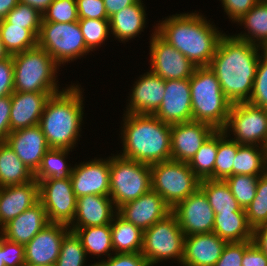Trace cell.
Here are the masks:
<instances>
[{"label":"cell","mask_w":267,"mask_h":266,"mask_svg":"<svg viewBox=\"0 0 267 266\" xmlns=\"http://www.w3.org/2000/svg\"><path fill=\"white\" fill-rule=\"evenodd\" d=\"M118 209L110 196L83 195L77 198L76 211L70 229L111 224Z\"/></svg>","instance_id":"cell-22"},{"label":"cell","mask_w":267,"mask_h":266,"mask_svg":"<svg viewBox=\"0 0 267 266\" xmlns=\"http://www.w3.org/2000/svg\"><path fill=\"white\" fill-rule=\"evenodd\" d=\"M153 115L169 125L192 121L189 79L165 80L163 101Z\"/></svg>","instance_id":"cell-16"},{"label":"cell","mask_w":267,"mask_h":266,"mask_svg":"<svg viewBox=\"0 0 267 266\" xmlns=\"http://www.w3.org/2000/svg\"><path fill=\"white\" fill-rule=\"evenodd\" d=\"M11 55L9 52L5 49V46L2 43L1 36H0V61L5 60L6 58H9Z\"/></svg>","instance_id":"cell-58"},{"label":"cell","mask_w":267,"mask_h":266,"mask_svg":"<svg viewBox=\"0 0 267 266\" xmlns=\"http://www.w3.org/2000/svg\"><path fill=\"white\" fill-rule=\"evenodd\" d=\"M11 95L0 97V141H5L10 129Z\"/></svg>","instance_id":"cell-52"},{"label":"cell","mask_w":267,"mask_h":266,"mask_svg":"<svg viewBox=\"0 0 267 266\" xmlns=\"http://www.w3.org/2000/svg\"><path fill=\"white\" fill-rule=\"evenodd\" d=\"M5 142L33 174L50 148L39 124L12 131Z\"/></svg>","instance_id":"cell-21"},{"label":"cell","mask_w":267,"mask_h":266,"mask_svg":"<svg viewBox=\"0 0 267 266\" xmlns=\"http://www.w3.org/2000/svg\"><path fill=\"white\" fill-rule=\"evenodd\" d=\"M0 36L5 49L10 55L37 46V37L29 29L10 24L5 19L0 21Z\"/></svg>","instance_id":"cell-37"},{"label":"cell","mask_w":267,"mask_h":266,"mask_svg":"<svg viewBox=\"0 0 267 266\" xmlns=\"http://www.w3.org/2000/svg\"><path fill=\"white\" fill-rule=\"evenodd\" d=\"M185 237L176 216L171 212L143 231L141 254L149 266H156L163 260L169 261V259L176 260L181 265Z\"/></svg>","instance_id":"cell-9"},{"label":"cell","mask_w":267,"mask_h":266,"mask_svg":"<svg viewBox=\"0 0 267 266\" xmlns=\"http://www.w3.org/2000/svg\"><path fill=\"white\" fill-rule=\"evenodd\" d=\"M70 149L49 148L42 158L38 170L34 173L35 180L48 178H70L73 167L66 162Z\"/></svg>","instance_id":"cell-35"},{"label":"cell","mask_w":267,"mask_h":266,"mask_svg":"<svg viewBox=\"0 0 267 266\" xmlns=\"http://www.w3.org/2000/svg\"><path fill=\"white\" fill-rule=\"evenodd\" d=\"M48 224L46 210L38 202L4 225L1 235L10 241L26 245Z\"/></svg>","instance_id":"cell-26"},{"label":"cell","mask_w":267,"mask_h":266,"mask_svg":"<svg viewBox=\"0 0 267 266\" xmlns=\"http://www.w3.org/2000/svg\"><path fill=\"white\" fill-rule=\"evenodd\" d=\"M14 92V64L12 55L0 61V97Z\"/></svg>","instance_id":"cell-50"},{"label":"cell","mask_w":267,"mask_h":266,"mask_svg":"<svg viewBox=\"0 0 267 266\" xmlns=\"http://www.w3.org/2000/svg\"><path fill=\"white\" fill-rule=\"evenodd\" d=\"M37 45L61 66L81 59L90 52L78 21L69 23L41 22Z\"/></svg>","instance_id":"cell-10"},{"label":"cell","mask_w":267,"mask_h":266,"mask_svg":"<svg viewBox=\"0 0 267 266\" xmlns=\"http://www.w3.org/2000/svg\"><path fill=\"white\" fill-rule=\"evenodd\" d=\"M248 103L267 110V50L261 51Z\"/></svg>","instance_id":"cell-44"},{"label":"cell","mask_w":267,"mask_h":266,"mask_svg":"<svg viewBox=\"0 0 267 266\" xmlns=\"http://www.w3.org/2000/svg\"><path fill=\"white\" fill-rule=\"evenodd\" d=\"M171 211V207L152 189L136 200L129 201L118 208V214L122 218L142 231L165 218Z\"/></svg>","instance_id":"cell-19"},{"label":"cell","mask_w":267,"mask_h":266,"mask_svg":"<svg viewBox=\"0 0 267 266\" xmlns=\"http://www.w3.org/2000/svg\"><path fill=\"white\" fill-rule=\"evenodd\" d=\"M99 266H149L141 253H114L108 259L96 262Z\"/></svg>","instance_id":"cell-48"},{"label":"cell","mask_w":267,"mask_h":266,"mask_svg":"<svg viewBox=\"0 0 267 266\" xmlns=\"http://www.w3.org/2000/svg\"><path fill=\"white\" fill-rule=\"evenodd\" d=\"M217 149L218 130H215L188 162L191 170L200 180H214V164Z\"/></svg>","instance_id":"cell-36"},{"label":"cell","mask_w":267,"mask_h":266,"mask_svg":"<svg viewBox=\"0 0 267 266\" xmlns=\"http://www.w3.org/2000/svg\"><path fill=\"white\" fill-rule=\"evenodd\" d=\"M111 155L109 196L118 209L151 190V171L150 165Z\"/></svg>","instance_id":"cell-7"},{"label":"cell","mask_w":267,"mask_h":266,"mask_svg":"<svg viewBox=\"0 0 267 266\" xmlns=\"http://www.w3.org/2000/svg\"><path fill=\"white\" fill-rule=\"evenodd\" d=\"M222 130L240 145H257L267 148V110L248 102L233 103L227 123Z\"/></svg>","instance_id":"cell-11"},{"label":"cell","mask_w":267,"mask_h":266,"mask_svg":"<svg viewBox=\"0 0 267 266\" xmlns=\"http://www.w3.org/2000/svg\"><path fill=\"white\" fill-rule=\"evenodd\" d=\"M239 143L230 139L223 130H218V149L214 164V180H224L233 175V164Z\"/></svg>","instance_id":"cell-38"},{"label":"cell","mask_w":267,"mask_h":266,"mask_svg":"<svg viewBox=\"0 0 267 266\" xmlns=\"http://www.w3.org/2000/svg\"><path fill=\"white\" fill-rule=\"evenodd\" d=\"M24 266H55V265H32V264L25 263Z\"/></svg>","instance_id":"cell-60"},{"label":"cell","mask_w":267,"mask_h":266,"mask_svg":"<svg viewBox=\"0 0 267 266\" xmlns=\"http://www.w3.org/2000/svg\"><path fill=\"white\" fill-rule=\"evenodd\" d=\"M74 83L52 95L40 118V127L50 148L75 149L81 137L83 89Z\"/></svg>","instance_id":"cell-4"},{"label":"cell","mask_w":267,"mask_h":266,"mask_svg":"<svg viewBox=\"0 0 267 266\" xmlns=\"http://www.w3.org/2000/svg\"><path fill=\"white\" fill-rule=\"evenodd\" d=\"M267 172L266 147L240 145L233 164V175L262 176Z\"/></svg>","instance_id":"cell-33"},{"label":"cell","mask_w":267,"mask_h":266,"mask_svg":"<svg viewBox=\"0 0 267 266\" xmlns=\"http://www.w3.org/2000/svg\"><path fill=\"white\" fill-rule=\"evenodd\" d=\"M114 253H141L143 231L118 213L110 224Z\"/></svg>","instance_id":"cell-31"},{"label":"cell","mask_w":267,"mask_h":266,"mask_svg":"<svg viewBox=\"0 0 267 266\" xmlns=\"http://www.w3.org/2000/svg\"><path fill=\"white\" fill-rule=\"evenodd\" d=\"M156 25V32L196 67L209 66L225 34L197 11L176 13Z\"/></svg>","instance_id":"cell-2"},{"label":"cell","mask_w":267,"mask_h":266,"mask_svg":"<svg viewBox=\"0 0 267 266\" xmlns=\"http://www.w3.org/2000/svg\"><path fill=\"white\" fill-rule=\"evenodd\" d=\"M213 232L227 243L253 241L245 212L215 213Z\"/></svg>","instance_id":"cell-29"},{"label":"cell","mask_w":267,"mask_h":266,"mask_svg":"<svg viewBox=\"0 0 267 266\" xmlns=\"http://www.w3.org/2000/svg\"><path fill=\"white\" fill-rule=\"evenodd\" d=\"M33 179L34 174L14 150L5 141H0V187L21 185Z\"/></svg>","instance_id":"cell-30"},{"label":"cell","mask_w":267,"mask_h":266,"mask_svg":"<svg viewBox=\"0 0 267 266\" xmlns=\"http://www.w3.org/2000/svg\"><path fill=\"white\" fill-rule=\"evenodd\" d=\"M79 19L109 20L103 0H76Z\"/></svg>","instance_id":"cell-47"},{"label":"cell","mask_w":267,"mask_h":266,"mask_svg":"<svg viewBox=\"0 0 267 266\" xmlns=\"http://www.w3.org/2000/svg\"><path fill=\"white\" fill-rule=\"evenodd\" d=\"M200 189L207 196L214 213L245 212L224 180H201Z\"/></svg>","instance_id":"cell-34"},{"label":"cell","mask_w":267,"mask_h":266,"mask_svg":"<svg viewBox=\"0 0 267 266\" xmlns=\"http://www.w3.org/2000/svg\"><path fill=\"white\" fill-rule=\"evenodd\" d=\"M151 189L157 192L171 209L200 188V179L186 162L167 160L150 165Z\"/></svg>","instance_id":"cell-8"},{"label":"cell","mask_w":267,"mask_h":266,"mask_svg":"<svg viewBox=\"0 0 267 266\" xmlns=\"http://www.w3.org/2000/svg\"><path fill=\"white\" fill-rule=\"evenodd\" d=\"M69 231L68 225L49 223L25 245V263L55 265L60 254L62 240Z\"/></svg>","instance_id":"cell-17"},{"label":"cell","mask_w":267,"mask_h":266,"mask_svg":"<svg viewBox=\"0 0 267 266\" xmlns=\"http://www.w3.org/2000/svg\"><path fill=\"white\" fill-rule=\"evenodd\" d=\"M3 260H4V237L0 234V266H5Z\"/></svg>","instance_id":"cell-59"},{"label":"cell","mask_w":267,"mask_h":266,"mask_svg":"<svg viewBox=\"0 0 267 266\" xmlns=\"http://www.w3.org/2000/svg\"><path fill=\"white\" fill-rule=\"evenodd\" d=\"M78 23L86 47L91 52L101 47L111 34L109 20L79 19Z\"/></svg>","instance_id":"cell-42"},{"label":"cell","mask_w":267,"mask_h":266,"mask_svg":"<svg viewBox=\"0 0 267 266\" xmlns=\"http://www.w3.org/2000/svg\"><path fill=\"white\" fill-rule=\"evenodd\" d=\"M38 202L39 184L35 179L21 185L0 187L1 228Z\"/></svg>","instance_id":"cell-25"},{"label":"cell","mask_w":267,"mask_h":266,"mask_svg":"<svg viewBox=\"0 0 267 266\" xmlns=\"http://www.w3.org/2000/svg\"><path fill=\"white\" fill-rule=\"evenodd\" d=\"M171 212L185 236L213 232L215 213L200 188L178 202Z\"/></svg>","instance_id":"cell-14"},{"label":"cell","mask_w":267,"mask_h":266,"mask_svg":"<svg viewBox=\"0 0 267 266\" xmlns=\"http://www.w3.org/2000/svg\"><path fill=\"white\" fill-rule=\"evenodd\" d=\"M108 18L139 0H103Z\"/></svg>","instance_id":"cell-55"},{"label":"cell","mask_w":267,"mask_h":266,"mask_svg":"<svg viewBox=\"0 0 267 266\" xmlns=\"http://www.w3.org/2000/svg\"><path fill=\"white\" fill-rule=\"evenodd\" d=\"M259 177L236 174L224 179L242 209H246L255 198Z\"/></svg>","instance_id":"cell-39"},{"label":"cell","mask_w":267,"mask_h":266,"mask_svg":"<svg viewBox=\"0 0 267 266\" xmlns=\"http://www.w3.org/2000/svg\"><path fill=\"white\" fill-rule=\"evenodd\" d=\"M215 130L198 121L171 125V159L188 163Z\"/></svg>","instance_id":"cell-18"},{"label":"cell","mask_w":267,"mask_h":266,"mask_svg":"<svg viewBox=\"0 0 267 266\" xmlns=\"http://www.w3.org/2000/svg\"><path fill=\"white\" fill-rule=\"evenodd\" d=\"M78 20L76 0H54L43 14L42 22L69 23Z\"/></svg>","instance_id":"cell-45"},{"label":"cell","mask_w":267,"mask_h":266,"mask_svg":"<svg viewBox=\"0 0 267 266\" xmlns=\"http://www.w3.org/2000/svg\"><path fill=\"white\" fill-rule=\"evenodd\" d=\"M19 3V0H0V21Z\"/></svg>","instance_id":"cell-57"},{"label":"cell","mask_w":267,"mask_h":266,"mask_svg":"<svg viewBox=\"0 0 267 266\" xmlns=\"http://www.w3.org/2000/svg\"><path fill=\"white\" fill-rule=\"evenodd\" d=\"M86 258L87 255L80 238L70 230L62 240L55 266H87Z\"/></svg>","instance_id":"cell-40"},{"label":"cell","mask_w":267,"mask_h":266,"mask_svg":"<svg viewBox=\"0 0 267 266\" xmlns=\"http://www.w3.org/2000/svg\"><path fill=\"white\" fill-rule=\"evenodd\" d=\"M143 4V1L139 0L109 18L110 32L116 40L125 43L144 32L147 14Z\"/></svg>","instance_id":"cell-27"},{"label":"cell","mask_w":267,"mask_h":266,"mask_svg":"<svg viewBox=\"0 0 267 266\" xmlns=\"http://www.w3.org/2000/svg\"><path fill=\"white\" fill-rule=\"evenodd\" d=\"M228 18L233 23L248 13L259 0H220Z\"/></svg>","instance_id":"cell-49"},{"label":"cell","mask_w":267,"mask_h":266,"mask_svg":"<svg viewBox=\"0 0 267 266\" xmlns=\"http://www.w3.org/2000/svg\"><path fill=\"white\" fill-rule=\"evenodd\" d=\"M4 263L5 266L25 265V245L10 241L4 237Z\"/></svg>","instance_id":"cell-51"},{"label":"cell","mask_w":267,"mask_h":266,"mask_svg":"<svg viewBox=\"0 0 267 266\" xmlns=\"http://www.w3.org/2000/svg\"><path fill=\"white\" fill-rule=\"evenodd\" d=\"M253 241L227 243L215 266H242L245 249Z\"/></svg>","instance_id":"cell-46"},{"label":"cell","mask_w":267,"mask_h":266,"mask_svg":"<svg viewBox=\"0 0 267 266\" xmlns=\"http://www.w3.org/2000/svg\"><path fill=\"white\" fill-rule=\"evenodd\" d=\"M226 244L214 232L186 236L181 266H215Z\"/></svg>","instance_id":"cell-23"},{"label":"cell","mask_w":267,"mask_h":266,"mask_svg":"<svg viewBox=\"0 0 267 266\" xmlns=\"http://www.w3.org/2000/svg\"><path fill=\"white\" fill-rule=\"evenodd\" d=\"M4 19L10 24L29 29L38 38L43 15L27 4L19 2Z\"/></svg>","instance_id":"cell-43"},{"label":"cell","mask_w":267,"mask_h":266,"mask_svg":"<svg viewBox=\"0 0 267 266\" xmlns=\"http://www.w3.org/2000/svg\"><path fill=\"white\" fill-rule=\"evenodd\" d=\"M91 160L73 166L70 179L77 198L110 194V157Z\"/></svg>","instance_id":"cell-15"},{"label":"cell","mask_w":267,"mask_h":266,"mask_svg":"<svg viewBox=\"0 0 267 266\" xmlns=\"http://www.w3.org/2000/svg\"><path fill=\"white\" fill-rule=\"evenodd\" d=\"M253 243L267 256V223L253 230Z\"/></svg>","instance_id":"cell-54"},{"label":"cell","mask_w":267,"mask_h":266,"mask_svg":"<svg viewBox=\"0 0 267 266\" xmlns=\"http://www.w3.org/2000/svg\"><path fill=\"white\" fill-rule=\"evenodd\" d=\"M150 36V71L164 80L189 79L197 68L153 30Z\"/></svg>","instance_id":"cell-13"},{"label":"cell","mask_w":267,"mask_h":266,"mask_svg":"<svg viewBox=\"0 0 267 266\" xmlns=\"http://www.w3.org/2000/svg\"><path fill=\"white\" fill-rule=\"evenodd\" d=\"M54 0H19V2L27 4L33 9L37 10L41 15H43Z\"/></svg>","instance_id":"cell-56"},{"label":"cell","mask_w":267,"mask_h":266,"mask_svg":"<svg viewBox=\"0 0 267 266\" xmlns=\"http://www.w3.org/2000/svg\"><path fill=\"white\" fill-rule=\"evenodd\" d=\"M57 93L13 92L11 95L10 129L38 125L47 100Z\"/></svg>","instance_id":"cell-24"},{"label":"cell","mask_w":267,"mask_h":266,"mask_svg":"<svg viewBox=\"0 0 267 266\" xmlns=\"http://www.w3.org/2000/svg\"><path fill=\"white\" fill-rule=\"evenodd\" d=\"M88 266H99L96 262Z\"/></svg>","instance_id":"cell-61"},{"label":"cell","mask_w":267,"mask_h":266,"mask_svg":"<svg viewBox=\"0 0 267 266\" xmlns=\"http://www.w3.org/2000/svg\"><path fill=\"white\" fill-rule=\"evenodd\" d=\"M238 25H243L245 31H241L234 37L247 41L251 44L267 50V0H259L258 3L238 21Z\"/></svg>","instance_id":"cell-28"},{"label":"cell","mask_w":267,"mask_h":266,"mask_svg":"<svg viewBox=\"0 0 267 266\" xmlns=\"http://www.w3.org/2000/svg\"><path fill=\"white\" fill-rule=\"evenodd\" d=\"M242 266H267V256L252 242L243 254Z\"/></svg>","instance_id":"cell-53"},{"label":"cell","mask_w":267,"mask_h":266,"mask_svg":"<svg viewBox=\"0 0 267 266\" xmlns=\"http://www.w3.org/2000/svg\"><path fill=\"white\" fill-rule=\"evenodd\" d=\"M14 64V92L59 93L60 66L38 45L12 55Z\"/></svg>","instance_id":"cell-6"},{"label":"cell","mask_w":267,"mask_h":266,"mask_svg":"<svg viewBox=\"0 0 267 266\" xmlns=\"http://www.w3.org/2000/svg\"><path fill=\"white\" fill-rule=\"evenodd\" d=\"M192 121L205 122L222 130L228 120L231 102L225 97L216 75L209 67H197L189 78Z\"/></svg>","instance_id":"cell-5"},{"label":"cell","mask_w":267,"mask_h":266,"mask_svg":"<svg viewBox=\"0 0 267 266\" xmlns=\"http://www.w3.org/2000/svg\"><path fill=\"white\" fill-rule=\"evenodd\" d=\"M80 238L86 255L109 258L114 253L110 224L70 229ZM112 251V254H111ZM106 255V256H105Z\"/></svg>","instance_id":"cell-32"},{"label":"cell","mask_w":267,"mask_h":266,"mask_svg":"<svg viewBox=\"0 0 267 266\" xmlns=\"http://www.w3.org/2000/svg\"><path fill=\"white\" fill-rule=\"evenodd\" d=\"M259 50L265 49L226 33L219 40L208 67L232 104L249 101L261 56Z\"/></svg>","instance_id":"cell-1"},{"label":"cell","mask_w":267,"mask_h":266,"mask_svg":"<svg viewBox=\"0 0 267 266\" xmlns=\"http://www.w3.org/2000/svg\"><path fill=\"white\" fill-rule=\"evenodd\" d=\"M140 76L133 84L124 113L153 115L163 101L165 80L150 70Z\"/></svg>","instance_id":"cell-20"},{"label":"cell","mask_w":267,"mask_h":266,"mask_svg":"<svg viewBox=\"0 0 267 266\" xmlns=\"http://www.w3.org/2000/svg\"><path fill=\"white\" fill-rule=\"evenodd\" d=\"M245 213L253 230L267 223V172L258 178L255 198L245 209Z\"/></svg>","instance_id":"cell-41"},{"label":"cell","mask_w":267,"mask_h":266,"mask_svg":"<svg viewBox=\"0 0 267 266\" xmlns=\"http://www.w3.org/2000/svg\"><path fill=\"white\" fill-rule=\"evenodd\" d=\"M120 156L153 165L171 160V125L155 115L123 114Z\"/></svg>","instance_id":"cell-3"},{"label":"cell","mask_w":267,"mask_h":266,"mask_svg":"<svg viewBox=\"0 0 267 266\" xmlns=\"http://www.w3.org/2000/svg\"><path fill=\"white\" fill-rule=\"evenodd\" d=\"M39 184V202L46 210L49 223L70 225L76 211L77 197L70 178L36 180Z\"/></svg>","instance_id":"cell-12"}]
</instances>
